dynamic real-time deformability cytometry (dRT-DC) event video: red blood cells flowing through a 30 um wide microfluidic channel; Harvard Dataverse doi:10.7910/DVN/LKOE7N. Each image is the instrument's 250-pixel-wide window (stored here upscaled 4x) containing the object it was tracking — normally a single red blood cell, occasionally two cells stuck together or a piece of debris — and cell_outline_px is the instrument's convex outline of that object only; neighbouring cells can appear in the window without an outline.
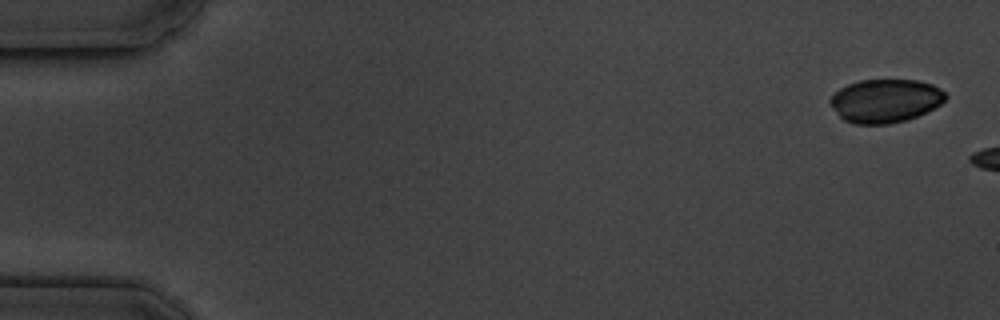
{"species": "common noctule bat (a hibernating species)", "species_latin": "Nyctalus noctula", "temperature_condition": "cold", "stored_images_in_passage": 4, "camera_frame_rate_fps": 3000, "um_per_image_px": 0.085, "animal": {"sex": "male", "body_mass_g": 19.5, "forearm_length_mm": 54.6}, "frame": {"image": 1, "passage_image": 1, "time_ms": 0.0, "image_size_px": [1000, 320], "cell_outline_px": [[948, 96], [940, 104], [908, 120], [888, 124], [852, 124], [844, 120], [840, 116], [828, 100], [840, 88], [848, 84], [860, 80], [916, 80], [932, 84], [940, 88]], "centroid_in_image_um": [75.25, 8.57], "position_along_channel_um": 9.8, "area_um2": 29.02}}